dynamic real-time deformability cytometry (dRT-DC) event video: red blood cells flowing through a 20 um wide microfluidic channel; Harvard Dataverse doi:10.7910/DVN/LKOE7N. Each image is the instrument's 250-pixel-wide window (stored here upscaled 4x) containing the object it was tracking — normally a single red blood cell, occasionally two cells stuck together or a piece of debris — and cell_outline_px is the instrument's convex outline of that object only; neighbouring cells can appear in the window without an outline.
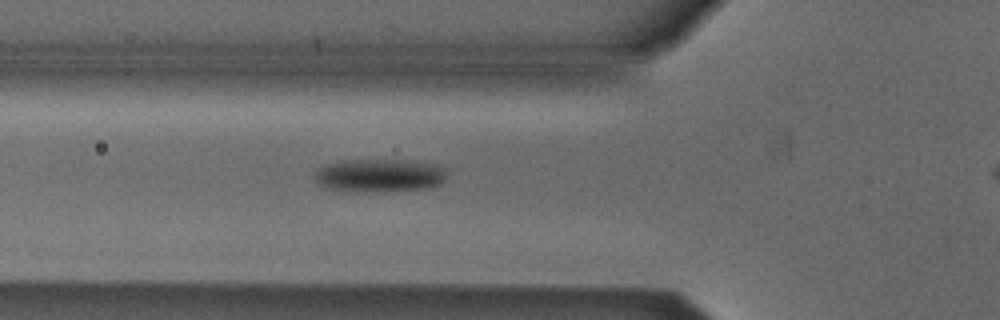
{"species": "Egyptian fruit bat (a non-hibernating species)", "species_latin": "Rousettus aegyptiacus", "temperature_condition": "cold", "stored_images_in_passage": 37, "camera_frame_rate_fps": 3000, "um_per_image_px": 0.085, "animal": {"sex": "male"}, "frame": {"image": 1, "passage_image": 9, "time_ms": 2.667, "image_size_px": [1000, 320], "cell_outline_px": [[444, 180], [440, 184], [432, 188], [384, 192], [332, 188], [320, 184], [316, 180], [316, 172], [324, 164], [340, 160], [412, 160], [440, 164], [444, 168]], "centroid_in_image_um": [32.35, 14.89], "position_along_channel_um": 93.4, "area_um2": 25.43}}
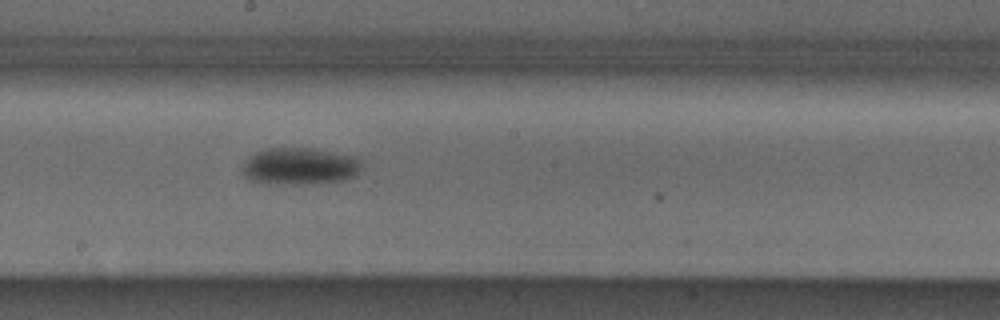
{"frame": {"image": 2, "passage_image": 19, "time_ms": 6.0, "image_size_px": [1000, 320], "cell_outline_px": [[360, 168], [356, 176], [344, 180], [312, 184], [292, 184], [252, 180], [244, 172], [244, 164], [256, 152], [264, 148], [312, 148], [360, 156]], "centroid_in_image_um": [25.6, 14.1], "position_along_channel_um": 222.6, "area_um2": 25.43}}
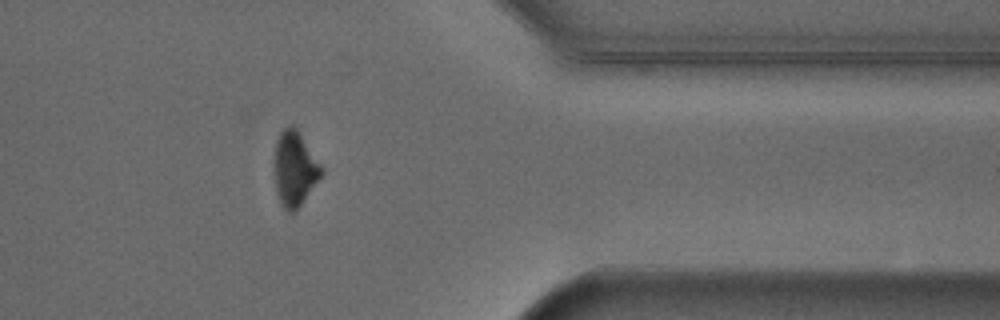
{"frame": {"image": 3, "passage_image": 33, "time_ms": 10.667, "image_size_px": [1000, 320], "cell_outline_px": [[324, 172], [296, 212], [288, 212], [284, 208], [276, 192], [276, 140], [280, 132], [288, 124], [292, 124], [296, 128]], "centroid_in_image_um": [25.05, 14.36], "position_along_channel_um": 386.4, "area_um2": 19.83}, "authors_computed_cell_mechanics": {"area_um2": 24.6806, "velocity_mm_per_s": 3.8797, "shape_relaxation_time_tau1_ms": 2.5678, "shape_relaxation_time_tau2_ms": null, "deformation_change_tau1": 0.0782, "deformation_change_tau2": null}}